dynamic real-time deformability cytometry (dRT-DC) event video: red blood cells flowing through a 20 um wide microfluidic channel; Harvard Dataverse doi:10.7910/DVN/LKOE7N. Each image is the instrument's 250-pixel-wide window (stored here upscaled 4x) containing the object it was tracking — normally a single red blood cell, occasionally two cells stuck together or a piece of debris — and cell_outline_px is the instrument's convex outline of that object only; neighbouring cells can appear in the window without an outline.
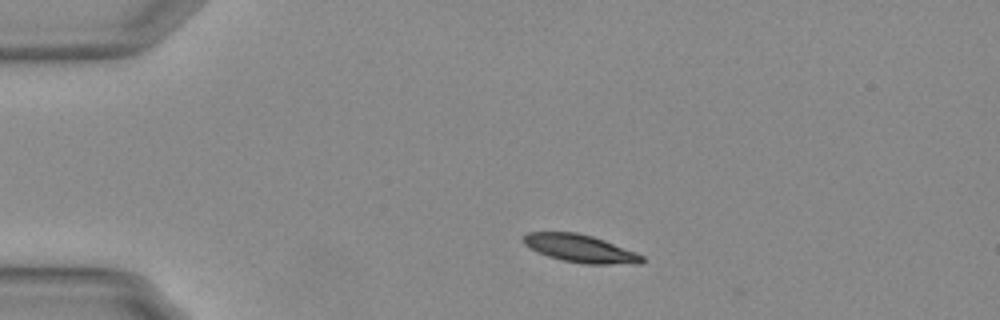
{"species": "Egyptian fruit bat (a non-hibernating species)", "species_latin": "Rousettus aegyptiacus", "temperature_condition": "warm", "stored_images_in_passage": 4, "camera_frame_rate_fps": 3000, "um_per_image_px": 0.085, "animal": {"sex": "female"}, "frame": {"image": 1, "passage_image": 2, "time_ms": 0.333, "image_size_px": [1000, 320], "cell_outline_px": [[644, 260], [640, 264], [584, 264], [564, 260], [548, 256], [524, 244], [524, 236], [528, 232], [576, 232], [592, 236], [604, 240], [644, 256]], "centroid_in_image_um": [49.35, 21.13], "position_along_channel_um": 35.6, "area_um2": 18.84}}